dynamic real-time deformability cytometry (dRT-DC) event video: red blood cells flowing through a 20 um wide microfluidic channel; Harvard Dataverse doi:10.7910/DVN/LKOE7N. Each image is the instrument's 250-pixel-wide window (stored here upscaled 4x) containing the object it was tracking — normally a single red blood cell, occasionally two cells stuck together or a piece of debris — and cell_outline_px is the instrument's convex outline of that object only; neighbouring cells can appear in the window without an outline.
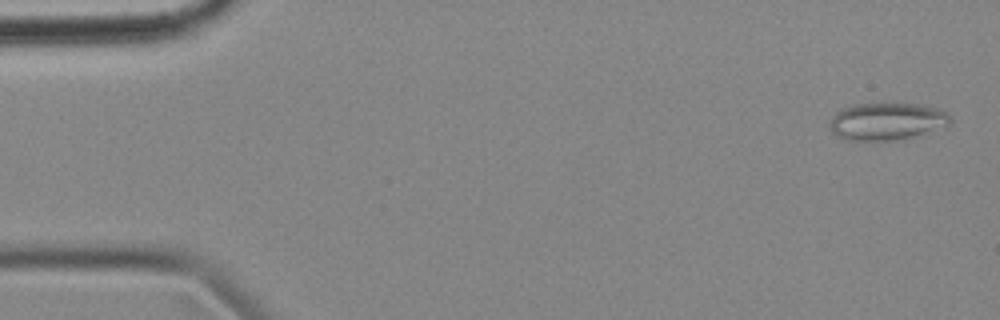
{"species": "common noctule bat (a hibernating species)", "species_latin": "Nyctalus noctula", "temperature_condition": "cold", "stored_images_in_passage": 56, "camera_frame_rate_fps": 3000, "um_per_image_px": 0.085, "animal": {"sex": "female", "body_mass_g": 18.4}, "frame": {"image": 1, "passage_image": 2, "time_ms": 0.333, "image_size_px": [1000, 320], "cell_outline_px": [[952, 120], [948, 124], [904, 140], [848, 140], [836, 136], [832, 132], [828, 124], [828, 120], [840, 108], [852, 104], [924, 104], [936, 108], [944, 112]], "centroid_in_image_um": [75.29, 10.32], "position_along_channel_um": 9.7, "area_um2": 26.24}}
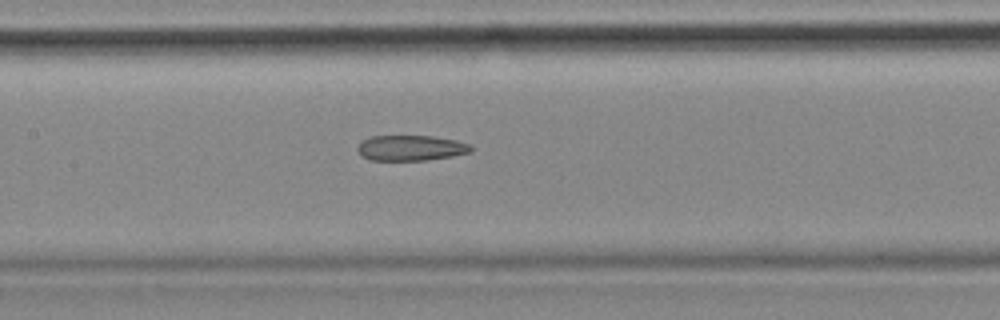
{"frame": {"image": 2, "passage_image": 26, "time_ms": 8.333, "image_size_px": [1000, 320], "cell_outline_px": [[472, 152], [452, 156], [428, 160], [368, 160], [360, 156], [356, 148], [368, 136], [432, 136], [456, 140], [472, 144]], "centroid_in_image_um": [34.92, 12.58], "position_along_channel_um": 172.5, "area_um2": 16.99}}
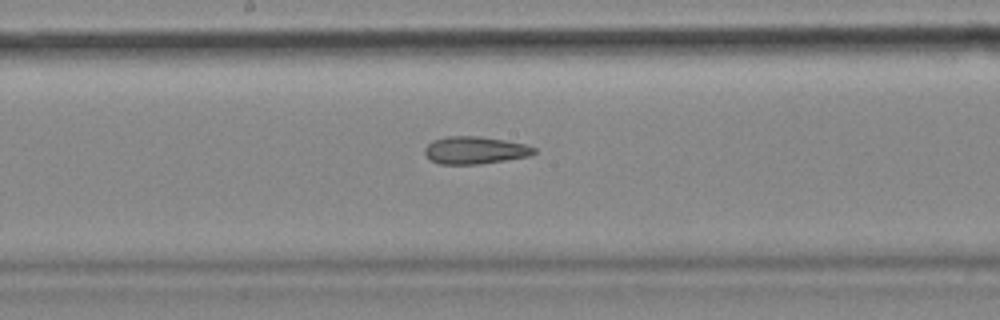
{"frame": {"image": 3, "passage_image": 29, "time_ms": 9.333, "image_size_px": [1000, 320], "cell_outline_px": [[536, 152], [532, 156], [480, 164], [440, 164], [428, 160], [424, 152], [424, 148], [432, 140], [444, 136], [480, 136], [504, 140], [524, 144], [536, 148]], "centroid_in_image_um": [40.35, 12.77], "position_along_channel_um": 207.9, "area_um2": 17.74}, "authors_computed_cell_mechanics": {"area_um2": 19.1607, "velocity_mm_per_s": 3.5477, "shape_relaxation_time_tau1_ms": null, "shape_relaxation_time_tau2_ms": 3.2355, "deformation_change_tau1": null, "deformation_change_tau2": 0.127}}